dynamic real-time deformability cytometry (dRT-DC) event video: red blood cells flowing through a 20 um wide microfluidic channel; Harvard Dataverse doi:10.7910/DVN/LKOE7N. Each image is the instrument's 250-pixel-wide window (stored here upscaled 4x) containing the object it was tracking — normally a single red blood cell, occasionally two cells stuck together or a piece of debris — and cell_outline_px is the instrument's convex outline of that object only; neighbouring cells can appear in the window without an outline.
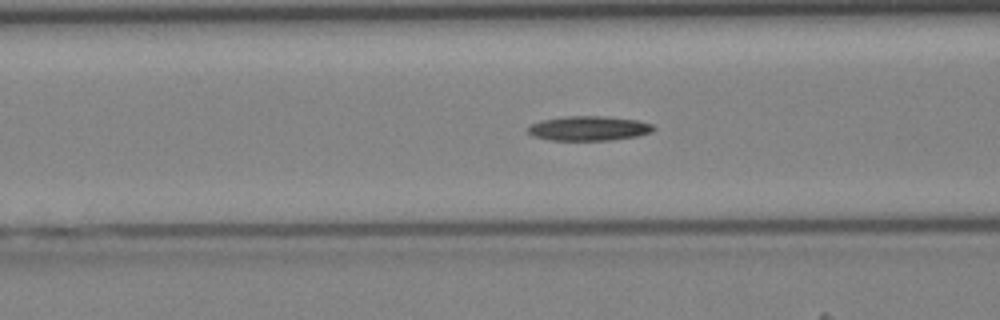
{"species": "Egyptian fruit bat (a non-hibernating species)", "species_latin": "Rousettus aegyptiacus", "temperature_condition": "cold", "stored_images_in_passage": 43, "camera_frame_rate_fps": 3000, "um_per_image_px": 0.085, "animal": {"sex": "female"}, "frame": {"image": 1, "passage_image": 17, "time_ms": 5.333, "image_size_px": [1000, 320], "cell_outline_px": [[656, 128], [652, 132], [636, 136], [608, 140], [552, 140], [532, 136], [528, 132], [528, 128], [532, 124], [544, 120], [568, 116], [604, 116], [636, 120], [652, 124]], "centroid_in_image_um": [50.07, 10.91], "position_along_channel_um": 116.5, "area_um2": 17.74}}
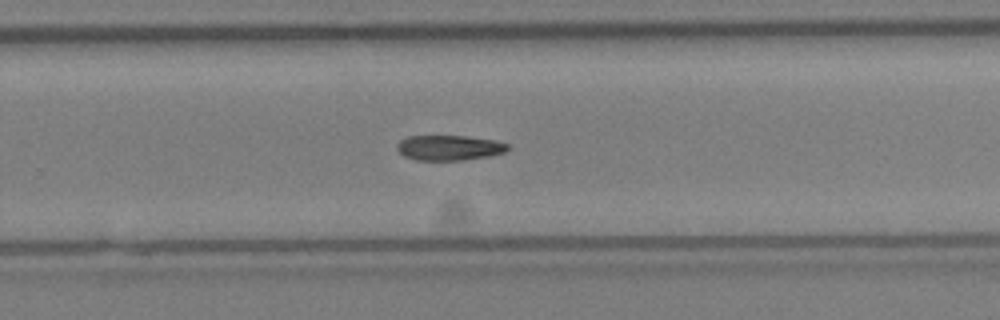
{"frame": {"image": 2, "passage_image": 28, "time_ms": 9.0, "image_size_px": [1000, 320], "cell_outline_px": [[512, 148], [504, 152], [488, 156], [464, 160], [416, 160], [404, 156], [396, 148], [396, 144], [400, 140], [408, 136], [464, 136], [496, 140], [508, 144]], "centroid_in_image_um": [38.19, 12.55], "position_along_channel_um": 291.6, "area_um2": 16.3}}
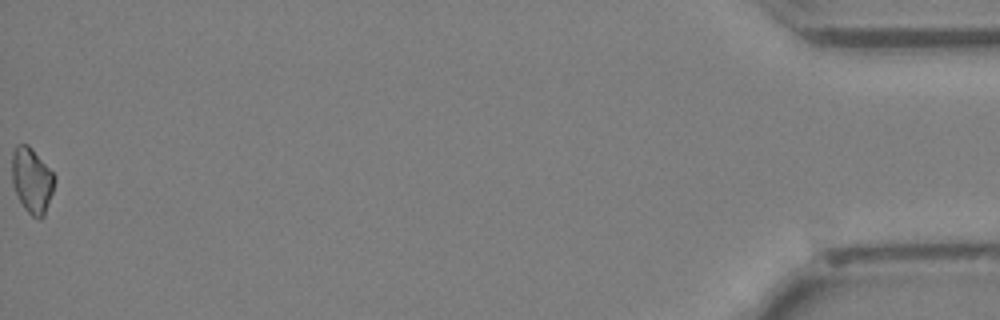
{"frame": {"image": 3, "passage_image": 43, "time_ms": 14.0, "image_size_px": [1000, 320], "cell_outline_px": [[56, 180], [44, 216], [40, 220], [32, 216], [24, 208], [12, 184], [12, 152], [16, 144], [28, 144], [32, 148], [56, 176]], "centroid_in_image_um": [2.71, 15.31], "position_along_channel_um": 432.5, "area_um2": 16.24}}